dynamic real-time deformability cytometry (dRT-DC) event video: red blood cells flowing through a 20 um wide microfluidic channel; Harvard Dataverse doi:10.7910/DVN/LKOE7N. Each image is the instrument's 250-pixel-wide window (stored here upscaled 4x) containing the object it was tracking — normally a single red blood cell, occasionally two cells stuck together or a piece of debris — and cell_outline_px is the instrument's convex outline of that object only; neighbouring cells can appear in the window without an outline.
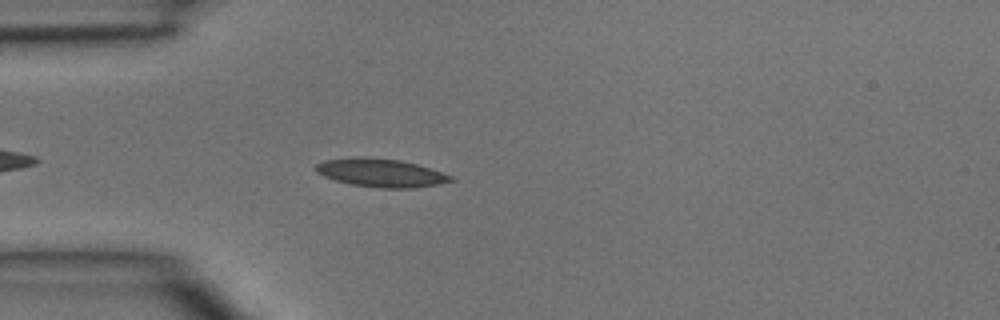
{"species": "common noctule bat (a hibernating species)", "species_latin": "Nyctalus noctula", "temperature_condition": "room temperature", "stored_images_in_passage": 3, "camera_frame_rate_fps": 3000, "um_per_image_px": 0.085, "animal": {"sex": "male", "body_mass_g": 15.6}, "frame": {"image": 1, "passage_image": 3, "time_ms": 0.667, "image_size_px": [1000, 320], "cell_outline_px": [[456, 180], [436, 184], [412, 188], [380, 188], [352, 184], [336, 180], [324, 176], [316, 172], [316, 164], [324, 160], [352, 156], [364, 156], [400, 160], [416, 164], [452, 176]], "centroid_in_image_um": [32.33, 14.67], "position_along_channel_um": 52.7, "area_um2": 22.14}}